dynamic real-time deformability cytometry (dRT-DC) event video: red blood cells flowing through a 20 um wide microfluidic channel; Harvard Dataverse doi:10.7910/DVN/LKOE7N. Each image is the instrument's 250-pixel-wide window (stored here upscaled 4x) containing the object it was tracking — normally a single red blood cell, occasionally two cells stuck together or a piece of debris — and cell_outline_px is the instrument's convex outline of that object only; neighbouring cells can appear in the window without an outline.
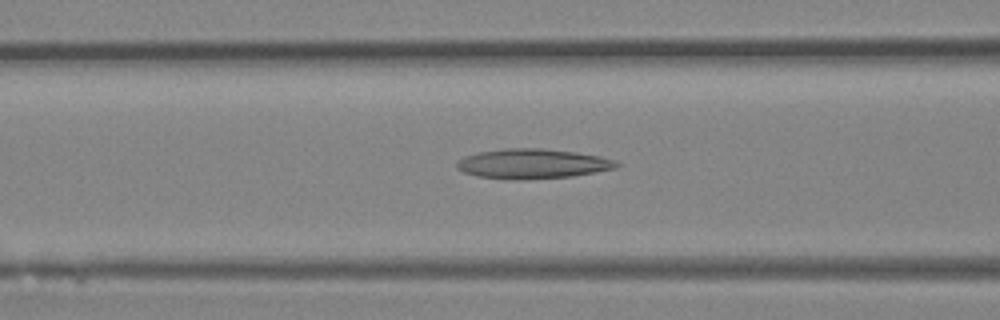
{"species": "Egyptian fruit bat (a non-hibernating species)", "species_latin": "Rousettus aegyptiacus", "temperature_condition": "room temperature", "stored_images_in_passage": 38, "camera_frame_rate_fps": 3000, "um_per_image_px": 0.085, "animal": {"sex": "female"}, "frame": {"image": 1, "passage_image": 14, "time_ms": 4.333, "image_size_px": [1000, 320], "cell_outline_px": [[624, 164], [616, 168], [596, 172], [572, 176], [524, 180], [512, 180], [476, 176], [464, 172], [456, 168], [456, 160], [464, 156], [476, 152], [504, 148], [540, 148], [572, 152], [600, 156], [616, 160]], "centroid_in_image_um": [45.25, 13.92], "position_along_channel_um": 121.4, "area_um2": 28.09}}
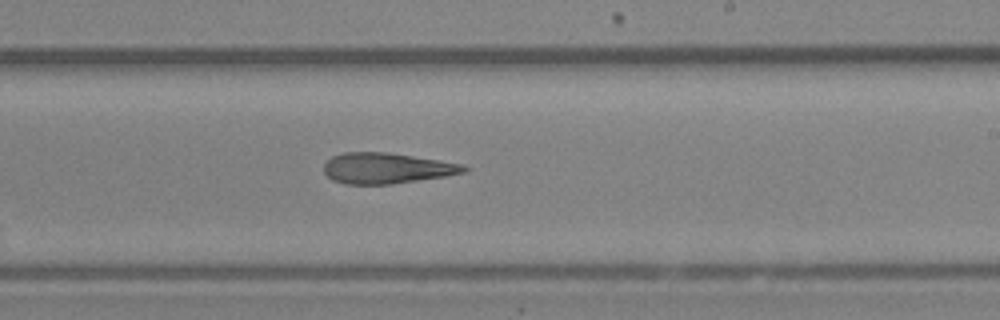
{"frame": {"image": 2, "passage_image": 22, "time_ms": 7.0, "image_size_px": [1000, 320], "cell_outline_px": [[468, 172], [448, 176], [392, 184], [344, 184], [332, 180], [324, 172], [324, 164], [332, 156], [344, 152], [388, 152], [440, 160], [464, 164], [468, 168]], "centroid_in_image_um": [32.9, 14.3], "position_along_channel_um": 256.1, "area_um2": 25.32}}
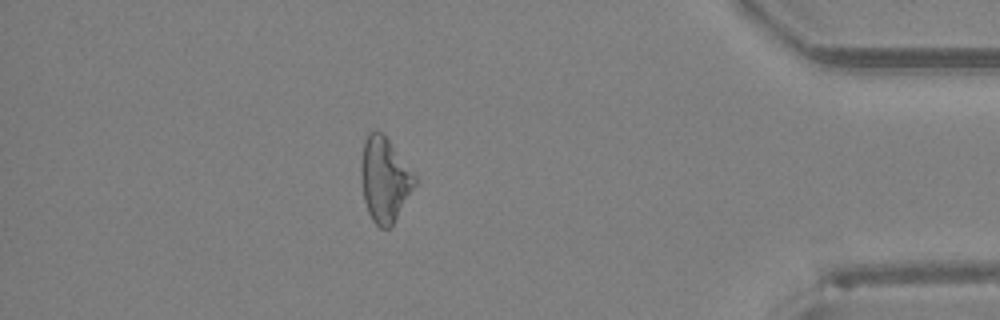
{"frame": {"image": 3, "passage_image": 33, "time_ms": 10.667, "image_size_px": [1000, 320], "cell_outline_px": [[416, 184], [392, 224], [388, 228], [380, 228], [372, 220], [368, 212], [364, 200], [360, 180], [360, 164], [364, 140], [368, 132], [376, 128], [384, 132], [416, 176]], "centroid_in_image_um": [32.66, 15.19], "position_along_channel_um": 402.5, "area_um2": 26.76}}